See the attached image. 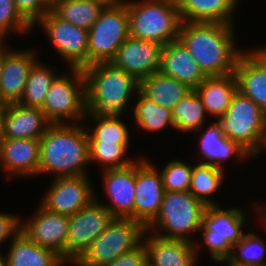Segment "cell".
<instances>
[{"label":"cell","mask_w":266,"mask_h":266,"mask_svg":"<svg viewBox=\"0 0 266 266\" xmlns=\"http://www.w3.org/2000/svg\"><path fill=\"white\" fill-rule=\"evenodd\" d=\"M237 25L182 21L178 40L186 47L206 76L233 74L239 56Z\"/></svg>","instance_id":"cell-1"},{"label":"cell","mask_w":266,"mask_h":266,"mask_svg":"<svg viewBox=\"0 0 266 266\" xmlns=\"http://www.w3.org/2000/svg\"><path fill=\"white\" fill-rule=\"evenodd\" d=\"M85 123L51 124L40 140L38 176L88 175L89 140ZM83 125V126H82Z\"/></svg>","instance_id":"cell-2"},{"label":"cell","mask_w":266,"mask_h":266,"mask_svg":"<svg viewBox=\"0 0 266 266\" xmlns=\"http://www.w3.org/2000/svg\"><path fill=\"white\" fill-rule=\"evenodd\" d=\"M86 81V112L94 114H123L140 82L111 62H98L84 67Z\"/></svg>","instance_id":"cell-3"},{"label":"cell","mask_w":266,"mask_h":266,"mask_svg":"<svg viewBox=\"0 0 266 266\" xmlns=\"http://www.w3.org/2000/svg\"><path fill=\"white\" fill-rule=\"evenodd\" d=\"M247 213L240 207L224 208L221 204L208 206L204 211L199 231L202 234V242L194 243L198 259L199 251L204 246L203 249H207L210 260L225 266V262L232 254L233 246L246 233L243 229L248 226Z\"/></svg>","instance_id":"cell-4"},{"label":"cell","mask_w":266,"mask_h":266,"mask_svg":"<svg viewBox=\"0 0 266 266\" xmlns=\"http://www.w3.org/2000/svg\"><path fill=\"white\" fill-rule=\"evenodd\" d=\"M129 34L166 45L178 40L182 19L176 1L127 0Z\"/></svg>","instance_id":"cell-5"},{"label":"cell","mask_w":266,"mask_h":266,"mask_svg":"<svg viewBox=\"0 0 266 266\" xmlns=\"http://www.w3.org/2000/svg\"><path fill=\"white\" fill-rule=\"evenodd\" d=\"M206 208L189 191H165L160 212L146 230L162 238L195 243L198 239L193 237L200 231Z\"/></svg>","instance_id":"cell-6"},{"label":"cell","mask_w":266,"mask_h":266,"mask_svg":"<svg viewBox=\"0 0 266 266\" xmlns=\"http://www.w3.org/2000/svg\"><path fill=\"white\" fill-rule=\"evenodd\" d=\"M217 122L227 138L239 143L253 157L259 156L266 135V113L253 100L237 91Z\"/></svg>","instance_id":"cell-7"},{"label":"cell","mask_w":266,"mask_h":266,"mask_svg":"<svg viewBox=\"0 0 266 266\" xmlns=\"http://www.w3.org/2000/svg\"><path fill=\"white\" fill-rule=\"evenodd\" d=\"M49 88L40 108L52 124L82 123L86 116V81L81 68H67Z\"/></svg>","instance_id":"cell-8"},{"label":"cell","mask_w":266,"mask_h":266,"mask_svg":"<svg viewBox=\"0 0 266 266\" xmlns=\"http://www.w3.org/2000/svg\"><path fill=\"white\" fill-rule=\"evenodd\" d=\"M146 228L131 218L114 217L107 228L72 266H104L132 251L143 241Z\"/></svg>","instance_id":"cell-9"},{"label":"cell","mask_w":266,"mask_h":266,"mask_svg":"<svg viewBox=\"0 0 266 266\" xmlns=\"http://www.w3.org/2000/svg\"><path fill=\"white\" fill-rule=\"evenodd\" d=\"M129 36L127 0L105 6L88 31V65L110 62Z\"/></svg>","instance_id":"cell-10"},{"label":"cell","mask_w":266,"mask_h":266,"mask_svg":"<svg viewBox=\"0 0 266 266\" xmlns=\"http://www.w3.org/2000/svg\"><path fill=\"white\" fill-rule=\"evenodd\" d=\"M35 26H40L68 69L88 66V30L60 19L51 10L33 25L34 30Z\"/></svg>","instance_id":"cell-11"},{"label":"cell","mask_w":266,"mask_h":266,"mask_svg":"<svg viewBox=\"0 0 266 266\" xmlns=\"http://www.w3.org/2000/svg\"><path fill=\"white\" fill-rule=\"evenodd\" d=\"M114 216L96 199L68 216L66 263L72 266L107 228Z\"/></svg>","instance_id":"cell-12"},{"label":"cell","mask_w":266,"mask_h":266,"mask_svg":"<svg viewBox=\"0 0 266 266\" xmlns=\"http://www.w3.org/2000/svg\"><path fill=\"white\" fill-rule=\"evenodd\" d=\"M94 188L90 174L54 178L39 203L51 212L70 216L95 199Z\"/></svg>","instance_id":"cell-13"},{"label":"cell","mask_w":266,"mask_h":266,"mask_svg":"<svg viewBox=\"0 0 266 266\" xmlns=\"http://www.w3.org/2000/svg\"><path fill=\"white\" fill-rule=\"evenodd\" d=\"M144 157L135 161L134 220L147 228L160 212L165 190L158 167Z\"/></svg>","instance_id":"cell-14"},{"label":"cell","mask_w":266,"mask_h":266,"mask_svg":"<svg viewBox=\"0 0 266 266\" xmlns=\"http://www.w3.org/2000/svg\"><path fill=\"white\" fill-rule=\"evenodd\" d=\"M37 206L30 218L23 220L21 216L20 231L37 245L54 251L66 262L68 216L51 212L40 203Z\"/></svg>","instance_id":"cell-15"},{"label":"cell","mask_w":266,"mask_h":266,"mask_svg":"<svg viewBox=\"0 0 266 266\" xmlns=\"http://www.w3.org/2000/svg\"><path fill=\"white\" fill-rule=\"evenodd\" d=\"M163 45L129 36L110 61L139 82L159 72Z\"/></svg>","instance_id":"cell-16"},{"label":"cell","mask_w":266,"mask_h":266,"mask_svg":"<svg viewBox=\"0 0 266 266\" xmlns=\"http://www.w3.org/2000/svg\"><path fill=\"white\" fill-rule=\"evenodd\" d=\"M103 179V191L109 203L95 199L104 205L114 217L131 218L134 220L135 205V162L131 165L108 169L101 172Z\"/></svg>","instance_id":"cell-17"},{"label":"cell","mask_w":266,"mask_h":266,"mask_svg":"<svg viewBox=\"0 0 266 266\" xmlns=\"http://www.w3.org/2000/svg\"><path fill=\"white\" fill-rule=\"evenodd\" d=\"M201 131V132H200ZM200 135L198 145L200 163L210 164L224 170L225 162L230 159L238 162L249 160L253 156L245 150L239 143L230 140L223 133L217 121L208 122L198 131ZM203 159V160H202ZM238 160V161H237Z\"/></svg>","instance_id":"cell-18"},{"label":"cell","mask_w":266,"mask_h":266,"mask_svg":"<svg viewBox=\"0 0 266 266\" xmlns=\"http://www.w3.org/2000/svg\"><path fill=\"white\" fill-rule=\"evenodd\" d=\"M40 165V140L2 138L0 169L9 179L37 178Z\"/></svg>","instance_id":"cell-19"},{"label":"cell","mask_w":266,"mask_h":266,"mask_svg":"<svg viewBox=\"0 0 266 266\" xmlns=\"http://www.w3.org/2000/svg\"><path fill=\"white\" fill-rule=\"evenodd\" d=\"M30 49L11 48L4 56L0 80V99L4 102L19 103L22 98L29 72L39 60V53Z\"/></svg>","instance_id":"cell-20"},{"label":"cell","mask_w":266,"mask_h":266,"mask_svg":"<svg viewBox=\"0 0 266 266\" xmlns=\"http://www.w3.org/2000/svg\"><path fill=\"white\" fill-rule=\"evenodd\" d=\"M146 259L153 266H197L195 244L181 239H166L145 230Z\"/></svg>","instance_id":"cell-21"},{"label":"cell","mask_w":266,"mask_h":266,"mask_svg":"<svg viewBox=\"0 0 266 266\" xmlns=\"http://www.w3.org/2000/svg\"><path fill=\"white\" fill-rule=\"evenodd\" d=\"M159 72L188 85L193 90L207 77L179 40L163 46Z\"/></svg>","instance_id":"cell-22"},{"label":"cell","mask_w":266,"mask_h":266,"mask_svg":"<svg viewBox=\"0 0 266 266\" xmlns=\"http://www.w3.org/2000/svg\"><path fill=\"white\" fill-rule=\"evenodd\" d=\"M51 124L40 108L13 103L6 112L1 137L40 139Z\"/></svg>","instance_id":"cell-23"},{"label":"cell","mask_w":266,"mask_h":266,"mask_svg":"<svg viewBox=\"0 0 266 266\" xmlns=\"http://www.w3.org/2000/svg\"><path fill=\"white\" fill-rule=\"evenodd\" d=\"M238 91L266 113V66L247 48L235 66Z\"/></svg>","instance_id":"cell-24"},{"label":"cell","mask_w":266,"mask_h":266,"mask_svg":"<svg viewBox=\"0 0 266 266\" xmlns=\"http://www.w3.org/2000/svg\"><path fill=\"white\" fill-rule=\"evenodd\" d=\"M176 3L182 21L221 24H235L234 12L240 5L239 0H178Z\"/></svg>","instance_id":"cell-25"},{"label":"cell","mask_w":266,"mask_h":266,"mask_svg":"<svg viewBox=\"0 0 266 266\" xmlns=\"http://www.w3.org/2000/svg\"><path fill=\"white\" fill-rule=\"evenodd\" d=\"M201 98L207 114L217 121L222 117L231 104V100L238 91L235 73L223 76H207L195 89Z\"/></svg>","instance_id":"cell-26"},{"label":"cell","mask_w":266,"mask_h":266,"mask_svg":"<svg viewBox=\"0 0 266 266\" xmlns=\"http://www.w3.org/2000/svg\"><path fill=\"white\" fill-rule=\"evenodd\" d=\"M7 246L8 266H68L54 251L37 245L21 231Z\"/></svg>","instance_id":"cell-27"},{"label":"cell","mask_w":266,"mask_h":266,"mask_svg":"<svg viewBox=\"0 0 266 266\" xmlns=\"http://www.w3.org/2000/svg\"><path fill=\"white\" fill-rule=\"evenodd\" d=\"M192 90L188 85L160 72L142 79L139 87L146 98L171 111Z\"/></svg>","instance_id":"cell-28"},{"label":"cell","mask_w":266,"mask_h":266,"mask_svg":"<svg viewBox=\"0 0 266 266\" xmlns=\"http://www.w3.org/2000/svg\"><path fill=\"white\" fill-rule=\"evenodd\" d=\"M122 118L123 114L86 113L84 123L90 122L85 126L89 143H131L132 133Z\"/></svg>","instance_id":"cell-29"},{"label":"cell","mask_w":266,"mask_h":266,"mask_svg":"<svg viewBox=\"0 0 266 266\" xmlns=\"http://www.w3.org/2000/svg\"><path fill=\"white\" fill-rule=\"evenodd\" d=\"M135 100L137 102L135 101L133 108L130 109L133 111L131 114H133L132 118H134L135 125L137 124L138 133L142 131L141 133L151 134L153 132L156 134L167 127L175 130L171 110L149 100L140 91Z\"/></svg>","instance_id":"cell-30"},{"label":"cell","mask_w":266,"mask_h":266,"mask_svg":"<svg viewBox=\"0 0 266 266\" xmlns=\"http://www.w3.org/2000/svg\"><path fill=\"white\" fill-rule=\"evenodd\" d=\"M224 175L223 169L197 162L193 164L189 192L206 207L220 205L212 195L220 191L225 182Z\"/></svg>","instance_id":"cell-31"},{"label":"cell","mask_w":266,"mask_h":266,"mask_svg":"<svg viewBox=\"0 0 266 266\" xmlns=\"http://www.w3.org/2000/svg\"><path fill=\"white\" fill-rule=\"evenodd\" d=\"M171 114L175 130L183 135L197 132L210 119L201 98L195 90L183 97L173 108Z\"/></svg>","instance_id":"cell-32"},{"label":"cell","mask_w":266,"mask_h":266,"mask_svg":"<svg viewBox=\"0 0 266 266\" xmlns=\"http://www.w3.org/2000/svg\"><path fill=\"white\" fill-rule=\"evenodd\" d=\"M104 7L95 0H60L51 7V11L60 19L89 31Z\"/></svg>","instance_id":"cell-33"},{"label":"cell","mask_w":266,"mask_h":266,"mask_svg":"<svg viewBox=\"0 0 266 266\" xmlns=\"http://www.w3.org/2000/svg\"><path fill=\"white\" fill-rule=\"evenodd\" d=\"M54 69L56 68H52L49 64L47 65L38 60L29 72L19 104L27 107L41 108L49 88L61 74L55 72Z\"/></svg>","instance_id":"cell-34"},{"label":"cell","mask_w":266,"mask_h":266,"mask_svg":"<svg viewBox=\"0 0 266 266\" xmlns=\"http://www.w3.org/2000/svg\"><path fill=\"white\" fill-rule=\"evenodd\" d=\"M227 266H266V241L258 232H246L233 246Z\"/></svg>","instance_id":"cell-35"},{"label":"cell","mask_w":266,"mask_h":266,"mask_svg":"<svg viewBox=\"0 0 266 266\" xmlns=\"http://www.w3.org/2000/svg\"><path fill=\"white\" fill-rule=\"evenodd\" d=\"M132 143H89V162L101 166V171L123 168L138 158L128 156Z\"/></svg>","instance_id":"cell-36"},{"label":"cell","mask_w":266,"mask_h":266,"mask_svg":"<svg viewBox=\"0 0 266 266\" xmlns=\"http://www.w3.org/2000/svg\"><path fill=\"white\" fill-rule=\"evenodd\" d=\"M165 191H189L193 164L182 159H172L158 168Z\"/></svg>","instance_id":"cell-37"},{"label":"cell","mask_w":266,"mask_h":266,"mask_svg":"<svg viewBox=\"0 0 266 266\" xmlns=\"http://www.w3.org/2000/svg\"><path fill=\"white\" fill-rule=\"evenodd\" d=\"M33 25L20 13L14 0H0V35L8 40L13 34L27 35Z\"/></svg>","instance_id":"cell-38"},{"label":"cell","mask_w":266,"mask_h":266,"mask_svg":"<svg viewBox=\"0 0 266 266\" xmlns=\"http://www.w3.org/2000/svg\"><path fill=\"white\" fill-rule=\"evenodd\" d=\"M14 3L32 25L51 10V6L45 0H14Z\"/></svg>","instance_id":"cell-39"},{"label":"cell","mask_w":266,"mask_h":266,"mask_svg":"<svg viewBox=\"0 0 266 266\" xmlns=\"http://www.w3.org/2000/svg\"><path fill=\"white\" fill-rule=\"evenodd\" d=\"M21 229V215L14 213H0V247L8 240H12Z\"/></svg>","instance_id":"cell-40"},{"label":"cell","mask_w":266,"mask_h":266,"mask_svg":"<svg viewBox=\"0 0 266 266\" xmlns=\"http://www.w3.org/2000/svg\"><path fill=\"white\" fill-rule=\"evenodd\" d=\"M146 260V248L142 242L138 247L117 257L104 266H141Z\"/></svg>","instance_id":"cell-41"},{"label":"cell","mask_w":266,"mask_h":266,"mask_svg":"<svg viewBox=\"0 0 266 266\" xmlns=\"http://www.w3.org/2000/svg\"><path fill=\"white\" fill-rule=\"evenodd\" d=\"M250 47V51L266 66V44Z\"/></svg>","instance_id":"cell-42"},{"label":"cell","mask_w":266,"mask_h":266,"mask_svg":"<svg viewBox=\"0 0 266 266\" xmlns=\"http://www.w3.org/2000/svg\"><path fill=\"white\" fill-rule=\"evenodd\" d=\"M9 105H10L9 103L4 102L3 100L0 99V136L3 131L4 119Z\"/></svg>","instance_id":"cell-43"},{"label":"cell","mask_w":266,"mask_h":266,"mask_svg":"<svg viewBox=\"0 0 266 266\" xmlns=\"http://www.w3.org/2000/svg\"><path fill=\"white\" fill-rule=\"evenodd\" d=\"M7 42L8 41H6V39L4 41L0 42V80H1L4 56L11 49V47L7 46V44H6Z\"/></svg>","instance_id":"cell-44"},{"label":"cell","mask_w":266,"mask_h":266,"mask_svg":"<svg viewBox=\"0 0 266 266\" xmlns=\"http://www.w3.org/2000/svg\"><path fill=\"white\" fill-rule=\"evenodd\" d=\"M260 222L259 224H261V227H264L263 229H265L264 232H266V206L265 208L258 214Z\"/></svg>","instance_id":"cell-45"},{"label":"cell","mask_w":266,"mask_h":266,"mask_svg":"<svg viewBox=\"0 0 266 266\" xmlns=\"http://www.w3.org/2000/svg\"><path fill=\"white\" fill-rule=\"evenodd\" d=\"M95 1H99L105 6H114V5L120 4L124 0H95Z\"/></svg>","instance_id":"cell-46"},{"label":"cell","mask_w":266,"mask_h":266,"mask_svg":"<svg viewBox=\"0 0 266 266\" xmlns=\"http://www.w3.org/2000/svg\"><path fill=\"white\" fill-rule=\"evenodd\" d=\"M266 203V202H265ZM265 204H264V202H263V204L262 205H259L258 203L257 204H254L253 203V205H252V207H251V209L253 208V211H254V214H256V217H257V219H259V216H258V214L265 208Z\"/></svg>","instance_id":"cell-47"},{"label":"cell","mask_w":266,"mask_h":266,"mask_svg":"<svg viewBox=\"0 0 266 266\" xmlns=\"http://www.w3.org/2000/svg\"><path fill=\"white\" fill-rule=\"evenodd\" d=\"M0 266H8L7 256L6 254L3 255L1 250H0Z\"/></svg>","instance_id":"cell-48"},{"label":"cell","mask_w":266,"mask_h":266,"mask_svg":"<svg viewBox=\"0 0 266 266\" xmlns=\"http://www.w3.org/2000/svg\"><path fill=\"white\" fill-rule=\"evenodd\" d=\"M51 7L60 0H45Z\"/></svg>","instance_id":"cell-49"},{"label":"cell","mask_w":266,"mask_h":266,"mask_svg":"<svg viewBox=\"0 0 266 266\" xmlns=\"http://www.w3.org/2000/svg\"><path fill=\"white\" fill-rule=\"evenodd\" d=\"M263 151H266V135H265L264 143H263V146H262L260 153L262 154Z\"/></svg>","instance_id":"cell-50"},{"label":"cell","mask_w":266,"mask_h":266,"mask_svg":"<svg viewBox=\"0 0 266 266\" xmlns=\"http://www.w3.org/2000/svg\"><path fill=\"white\" fill-rule=\"evenodd\" d=\"M141 266H153L147 259Z\"/></svg>","instance_id":"cell-51"},{"label":"cell","mask_w":266,"mask_h":266,"mask_svg":"<svg viewBox=\"0 0 266 266\" xmlns=\"http://www.w3.org/2000/svg\"><path fill=\"white\" fill-rule=\"evenodd\" d=\"M1 140H2V137L0 136V162H1Z\"/></svg>","instance_id":"cell-52"},{"label":"cell","mask_w":266,"mask_h":266,"mask_svg":"<svg viewBox=\"0 0 266 266\" xmlns=\"http://www.w3.org/2000/svg\"><path fill=\"white\" fill-rule=\"evenodd\" d=\"M5 39L0 35V42L4 41Z\"/></svg>","instance_id":"cell-53"}]
</instances>
